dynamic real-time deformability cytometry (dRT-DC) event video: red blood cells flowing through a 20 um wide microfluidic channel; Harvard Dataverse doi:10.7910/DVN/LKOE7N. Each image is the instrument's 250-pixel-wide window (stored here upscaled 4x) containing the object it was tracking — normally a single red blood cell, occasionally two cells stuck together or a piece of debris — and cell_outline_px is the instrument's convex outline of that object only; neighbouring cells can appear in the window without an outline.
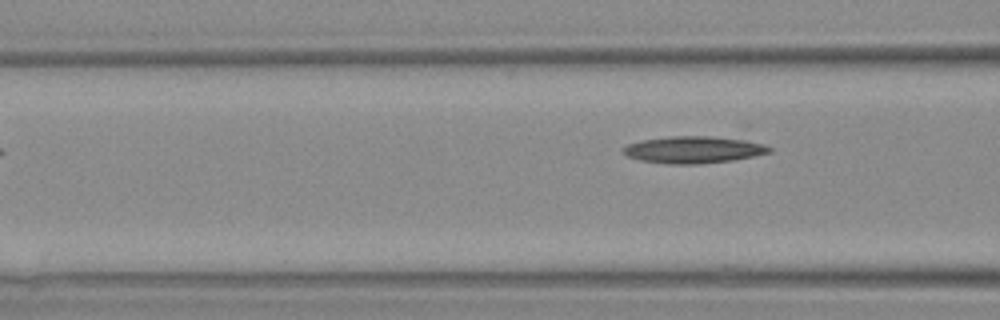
{"species": "Egyptian fruit bat (a non-hibernating species)", "species_latin": "Rousettus aegyptiacus", "temperature_condition": "warm", "stored_images_in_passage": 4, "camera_frame_rate_fps": 3000, "um_per_image_px": 0.085, "animal": {"sex": "female"}, "frame": {"image": 1, "passage_image": 4, "time_ms": 3.667, "image_size_px": [1000, 320], "cell_outline_px": [[772, 152], [732, 160], [700, 164], [672, 164], [640, 160], [628, 156], [624, 152], [624, 148], [628, 144], [644, 140], [672, 136], [708, 136], [744, 140], [764, 144], [772, 148]], "centroid_in_image_um": [58.98, 12.73], "position_along_channel_um": 107.6, "area_um2": 22.54}}